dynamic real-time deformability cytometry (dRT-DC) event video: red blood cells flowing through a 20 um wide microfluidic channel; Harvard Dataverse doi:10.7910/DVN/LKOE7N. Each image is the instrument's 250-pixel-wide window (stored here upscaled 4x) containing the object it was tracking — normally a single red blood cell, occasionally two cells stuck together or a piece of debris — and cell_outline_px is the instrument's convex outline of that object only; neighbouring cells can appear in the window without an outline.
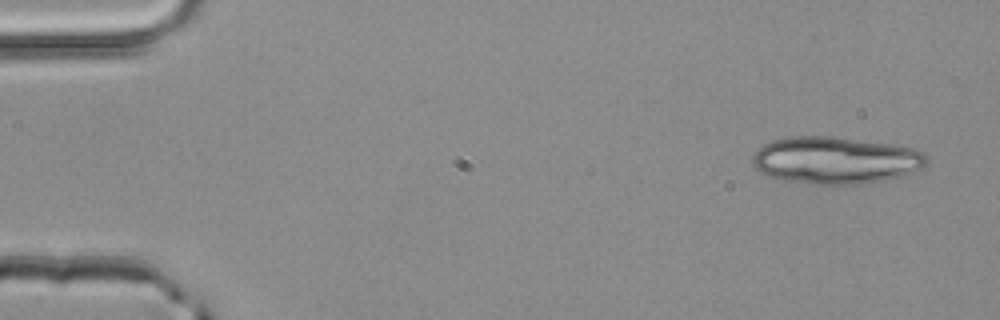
{"species": "common noctule bat (a hibernating species)", "species_latin": "Nyctalus noctula", "temperature_condition": "room temperature", "stored_images_in_passage": 3, "camera_frame_rate_fps": 3000, "um_per_image_px": 0.085, "animal": {"sex": "male", "body_mass_g": 20.4}, "frame": {"image": 1, "passage_image": 1, "time_ms": 0.0, "image_size_px": [1000, 320], "cell_outline_px": [[928, 164], [924, 168], [904, 176], [884, 180], [856, 184], [812, 184], [788, 180], [768, 176], [760, 172], [752, 164], [752, 156], [764, 144], [772, 140], [788, 136], [832, 136], [896, 144], [912, 148], [924, 152], [928, 156]], "centroid_in_image_um": [71.08, 13.61], "position_along_channel_um": 13.9, "area_um2": 48.26}}